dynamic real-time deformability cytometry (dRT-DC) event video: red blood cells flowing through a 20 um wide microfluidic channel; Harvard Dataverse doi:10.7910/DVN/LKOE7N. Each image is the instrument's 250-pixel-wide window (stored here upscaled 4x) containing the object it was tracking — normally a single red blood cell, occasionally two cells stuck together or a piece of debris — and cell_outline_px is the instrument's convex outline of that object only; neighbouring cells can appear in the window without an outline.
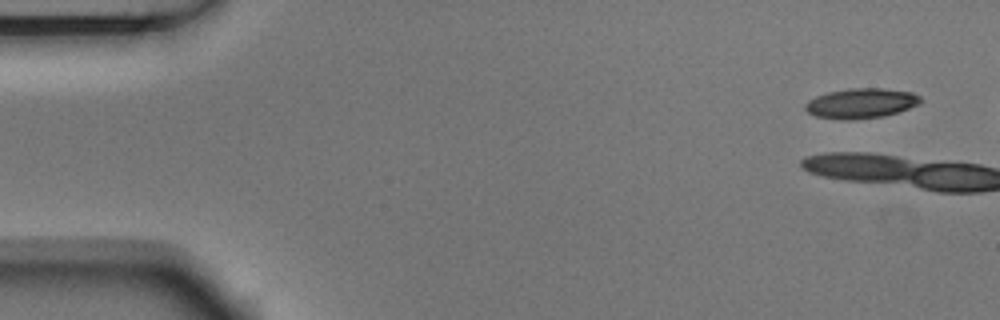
{"species": "Egyptian fruit bat (a non-hibernating species)", "species_latin": "Rousettus aegyptiacus", "temperature_condition": "room temperature", "stored_images_in_passage": 3, "camera_frame_rate_fps": 3000, "um_per_image_px": 0.085, "animal": {"sex": "male"}, "frame": {"image": 1, "passage_image": 1, "time_ms": 0.0, "image_size_px": [1000, 320], "cell_outline_px": [[924, 100], [920, 104], [884, 116], [852, 120], [844, 120], [816, 116], [808, 112], [804, 108], [804, 104], [808, 100], [816, 96], [828, 92], [848, 88], [884, 88], [912, 92], [920, 96]], "centroid_in_image_um": [73.2, 8.77], "position_along_channel_um": 11.8, "area_um2": 20.29}}